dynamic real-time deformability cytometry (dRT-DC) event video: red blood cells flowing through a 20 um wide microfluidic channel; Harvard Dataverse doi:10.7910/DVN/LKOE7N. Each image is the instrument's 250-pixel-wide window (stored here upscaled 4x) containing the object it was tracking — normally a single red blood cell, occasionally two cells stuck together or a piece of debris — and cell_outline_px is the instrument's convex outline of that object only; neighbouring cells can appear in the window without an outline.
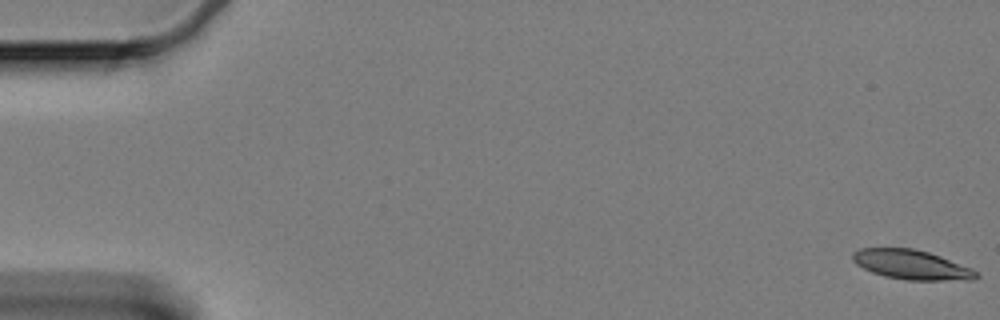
{"species": "Egyptian fruit bat (a non-hibernating species)", "species_latin": "Rousettus aegyptiacus", "temperature_condition": "cold", "stored_images_in_passage": 8, "camera_frame_rate_fps": 3000, "um_per_image_px": 0.085, "animal": {"sex": "female"}, "frame": {"image": 1, "passage_image": 1, "time_ms": 0.0, "image_size_px": [1000, 320], "cell_outline_px": [[980, 276], [972, 280], [908, 280], [884, 276], [872, 272], [856, 264], [852, 260], [852, 252], [860, 248], [912, 248], [928, 252], [940, 256], [972, 268]], "centroid_in_image_um": [77.47, 22.5], "position_along_channel_um": 7.5, "area_um2": 21.21}}